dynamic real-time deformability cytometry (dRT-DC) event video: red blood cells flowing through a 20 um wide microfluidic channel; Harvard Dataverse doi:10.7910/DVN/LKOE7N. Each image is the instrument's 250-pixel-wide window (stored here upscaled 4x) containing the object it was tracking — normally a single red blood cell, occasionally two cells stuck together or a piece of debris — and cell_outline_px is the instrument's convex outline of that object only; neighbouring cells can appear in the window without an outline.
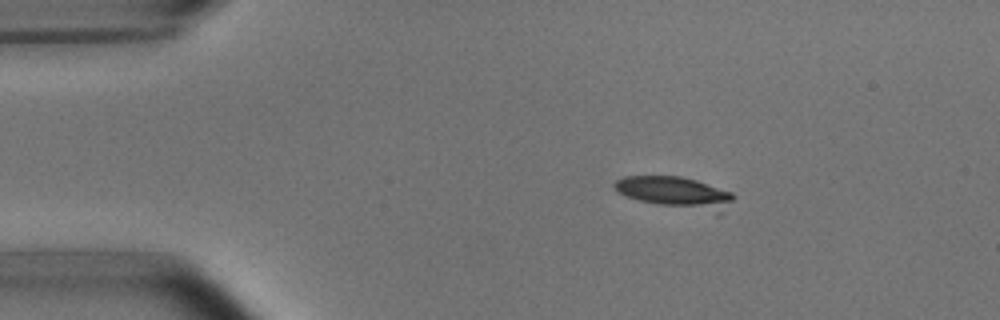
{"species": "common noctule bat (a hibernating species)", "species_latin": "Nyctalus noctula", "temperature_condition": "room temperature", "stored_images_in_passage": 3, "camera_frame_rate_fps": 3000, "um_per_image_px": 0.085, "animal": {"sex": "male", "body_mass_g": 15.6}, "frame": {"image": 1, "passage_image": 1, "time_ms": 0.0, "image_size_px": [1000, 320], "cell_outline_px": [[736, 196], [716, 216], [640, 200], [628, 196], [620, 192], [612, 184], [616, 180], [624, 176], [680, 176], [696, 180], [732, 192]], "centroid_in_image_um": [57.47, 16.39], "position_along_channel_um": 27.5, "area_um2": 21.91}}